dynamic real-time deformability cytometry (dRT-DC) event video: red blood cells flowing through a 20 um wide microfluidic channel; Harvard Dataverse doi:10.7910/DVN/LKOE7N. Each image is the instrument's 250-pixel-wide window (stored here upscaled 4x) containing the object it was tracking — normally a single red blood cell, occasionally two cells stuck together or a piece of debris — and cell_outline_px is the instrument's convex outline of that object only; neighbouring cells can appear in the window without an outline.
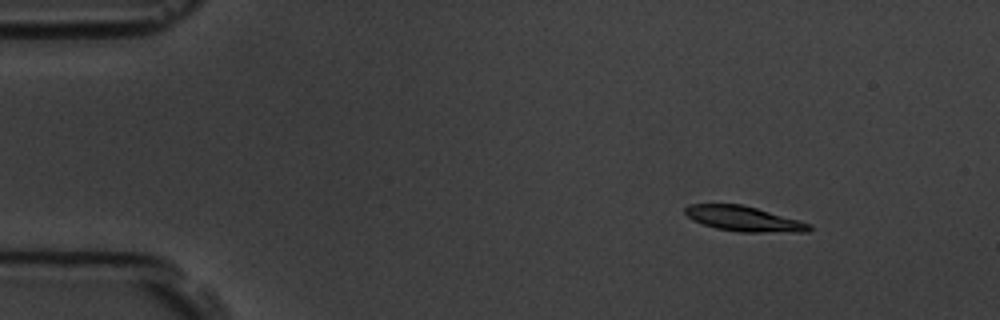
{"species": "common noctule bat (a hibernating species)", "species_latin": "Nyctalus noctula", "temperature_condition": "room temperature", "stored_images_in_passage": 10, "camera_frame_rate_fps": 3000, "um_per_image_px": 0.085, "animal": {"sex": "male", "body_mass_g": 19.5, "forearm_length_mm": 54.6}, "frame": {"image": 1, "passage_image": 2, "time_ms": 1.333, "image_size_px": [1000, 320], "cell_outline_px": [[812, 228], [808, 232], [740, 232], [716, 228], [692, 220], [684, 212], [684, 208], [688, 204], [740, 204], [756, 208], [800, 220], [812, 224]], "centroid_in_image_um": [63.24, 18.6], "position_along_channel_um": 21.8, "area_um2": 18.15}}
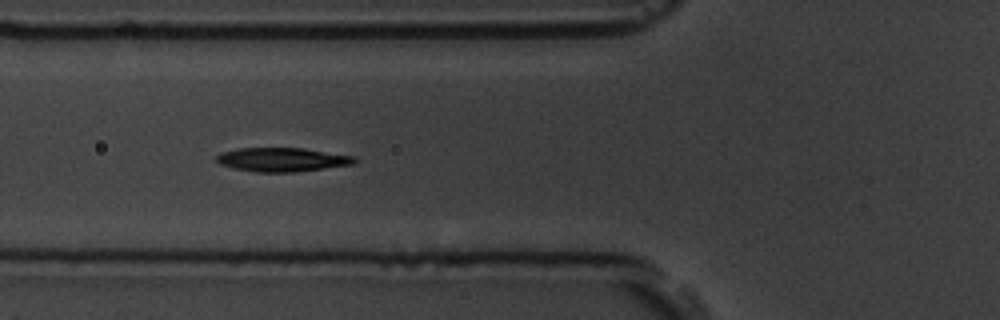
{"frame": {"image": 2, "passage_image": 6, "time_ms": 5.667, "image_size_px": [1000, 320], "cell_outline_px": [[356, 160], [352, 164], [296, 172], [256, 172], [232, 168], [220, 164], [216, 160], [216, 156], [220, 152], [240, 148], [304, 148], [356, 156]], "centroid_in_image_um": [23.96, 13.56], "position_along_channel_um": 101.8, "area_um2": 19.25}}
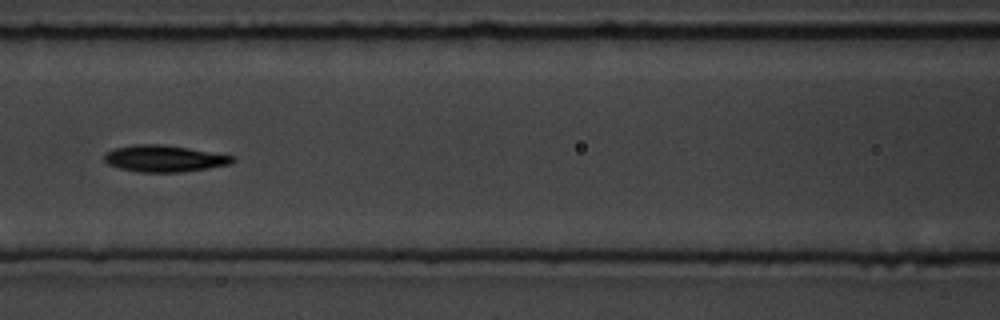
{"frame": {"image": 3, "passage_image": 7, "time_ms": 7.0, "image_size_px": [1000, 320], "cell_outline_px": [[236, 160], [232, 164], [208, 168], [180, 172], [140, 172], [120, 168], [108, 164], [104, 160], [104, 156], [108, 152], [116, 148], [136, 144], [160, 144], [188, 148], [236, 156]], "centroid_in_image_um": [14.01, 13.48], "position_along_channel_um": 152.6, "area_um2": 19.77}}